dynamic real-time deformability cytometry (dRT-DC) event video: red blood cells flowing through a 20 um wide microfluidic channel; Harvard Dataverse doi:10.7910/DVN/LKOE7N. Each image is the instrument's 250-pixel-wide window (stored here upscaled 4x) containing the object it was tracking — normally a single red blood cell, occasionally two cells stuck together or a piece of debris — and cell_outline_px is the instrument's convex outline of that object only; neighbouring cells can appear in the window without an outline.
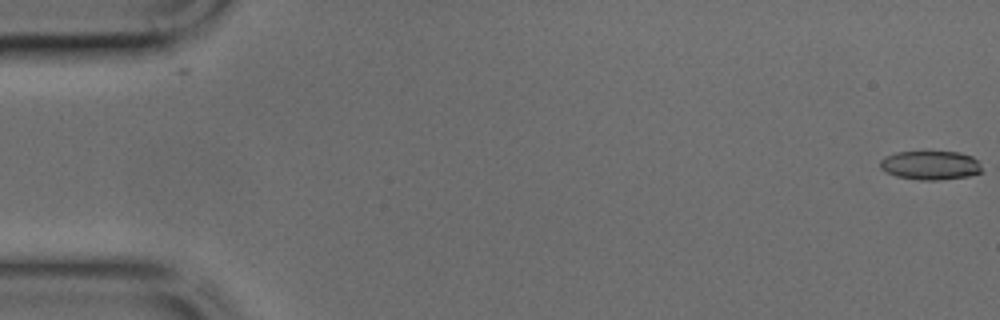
{"species": "common noctule bat (a hibernating species)", "species_latin": "Nyctalus noctula", "temperature_condition": "cold", "stored_images_in_passage": 45, "camera_frame_rate_fps": 3000, "um_per_image_px": 0.085, "animal": {"sex": "male", "body_mass_g": 17.9, "forearm_length_mm": 54.2}, "frame": {"image": 1, "passage_image": 1, "time_ms": 0.0, "image_size_px": [1000, 320], "cell_outline_px": [[984, 172], [968, 176], [940, 180], [920, 180], [896, 176], [880, 168], [880, 160], [884, 156], [896, 152], [960, 152], [972, 156], [980, 164]], "centroid_in_image_um": [79.1, 14.05], "position_along_channel_um": 5.9, "area_um2": 17.22}}
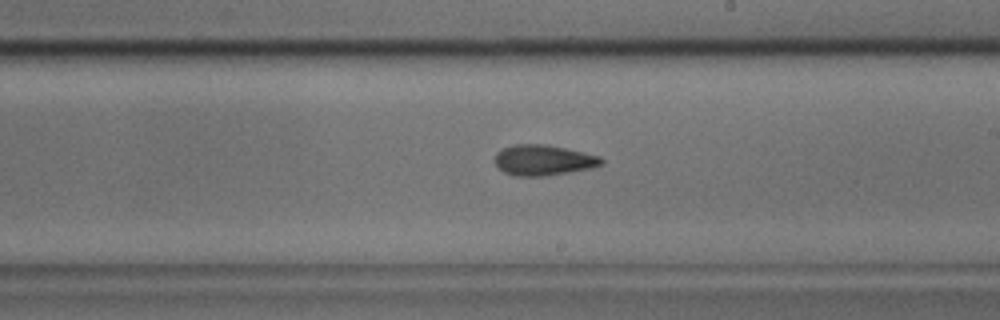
{"frame": {"image": 2, "passage_image": 26, "time_ms": 8.333, "image_size_px": [1000, 320], "cell_outline_px": [[604, 164], [592, 168], [544, 176], [512, 176], [504, 172], [496, 164], [496, 152], [504, 148], [516, 144], [544, 144], [584, 152], [600, 156], [604, 160]], "centroid_in_image_um": [46.22, 13.62], "position_along_channel_um": 242.8, "area_um2": 18.9}}
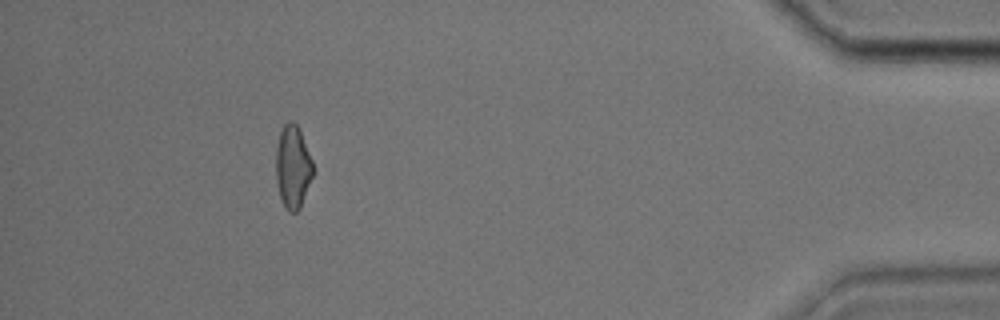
{"frame": {"image": 3, "passage_image": 41, "time_ms": 13.333, "image_size_px": [1000, 320], "cell_outline_px": [[316, 172], [300, 208], [296, 212], [288, 212], [284, 208], [280, 196], [276, 180], [276, 148], [280, 132], [284, 124], [288, 120], [292, 120], [300, 128], [312, 160]], "centroid_in_image_um": [24.92, 14.19], "position_along_channel_um": 410.3, "area_um2": 18.44}}